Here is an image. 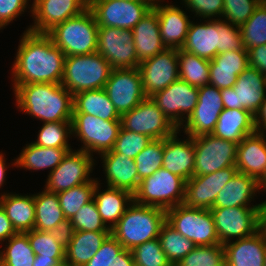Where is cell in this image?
<instances>
[{
    "label": "cell",
    "instance_id": "22",
    "mask_svg": "<svg viewBox=\"0 0 266 266\" xmlns=\"http://www.w3.org/2000/svg\"><path fill=\"white\" fill-rule=\"evenodd\" d=\"M179 132L180 130L164 139L162 167L187 181L194 176V142L188 135L187 139L181 140L177 137Z\"/></svg>",
    "mask_w": 266,
    "mask_h": 266
},
{
    "label": "cell",
    "instance_id": "39",
    "mask_svg": "<svg viewBox=\"0 0 266 266\" xmlns=\"http://www.w3.org/2000/svg\"><path fill=\"white\" fill-rule=\"evenodd\" d=\"M7 241L6 248L0 250V264L3 266H33L36 255L25 233H17Z\"/></svg>",
    "mask_w": 266,
    "mask_h": 266
},
{
    "label": "cell",
    "instance_id": "42",
    "mask_svg": "<svg viewBox=\"0 0 266 266\" xmlns=\"http://www.w3.org/2000/svg\"><path fill=\"white\" fill-rule=\"evenodd\" d=\"M35 145L46 148H71L68 137L72 135L71 122H45L38 131Z\"/></svg>",
    "mask_w": 266,
    "mask_h": 266
},
{
    "label": "cell",
    "instance_id": "1",
    "mask_svg": "<svg viewBox=\"0 0 266 266\" xmlns=\"http://www.w3.org/2000/svg\"><path fill=\"white\" fill-rule=\"evenodd\" d=\"M12 67L13 84H59L64 74L65 54L46 33L24 31Z\"/></svg>",
    "mask_w": 266,
    "mask_h": 266
},
{
    "label": "cell",
    "instance_id": "4",
    "mask_svg": "<svg viewBox=\"0 0 266 266\" xmlns=\"http://www.w3.org/2000/svg\"><path fill=\"white\" fill-rule=\"evenodd\" d=\"M99 26L90 9L55 25L46 34L65 56L97 52Z\"/></svg>",
    "mask_w": 266,
    "mask_h": 266
},
{
    "label": "cell",
    "instance_id": "9",
    "mask_svg": "<svg viewBox=\"0 0 266 266\" xmlns=\"http://www.w3.org/2000/svg\"><path fill=\"white\" fill-rule=\"evenodd\" d=\"M121 127L154 139H165L179 129L169 121L151 97H145L131 111L121 115Z\"/></svg>",
    "mask_w": 266,
    "mask_h": 266
},
{
    "label": "cell",
    "instance_id": "25",
    "mask_svg": "<svg viewBox=\"0 0 266 266\" xmlns=\"http://www.w3.org/2000/svg\"><path fill=\"white\" fill-rule=\"evenodd\" d=\"M235 166L238 172L257 180L266 168V134L254 132L247 135L238 145Z\"/></svg>",
    "mask_w": 266,
    "mask_h": 266
},
{
    "label": "cell",
    "instance_id": "46",
    "mask_svg": "<svg viewBox=\"0 0 266 266\" xmlns=\"http://www.w3.org/2000/svg\"><path fill=\"white\" fill-rule=\"evenodd\" d=\"M131 252L134 263L138 266H172L167 260L158 238L137 245Z\"/></svg>",
    "mask_w": 266,
    "mask_h": 266
},
{
    "label": "cell",
    "instance_id": "61",
    "mask_svg": "<svg viewBox=\"0 0 266 266\" xmlns=\"http://www.w3.org/2000/svg\"><path fill=\"white\" fill-rule=\"evenodd\" d=\"M258 231L266 241V203H261L259 207V224Z\"/></svg>",
    "mask_w": 266,
    "mask_h": 266
},
{
    "label": "cell",
    "instance_id": "30",
    "mask_svg": "<svg viewBox=\"0 0 266 266\" xmlns=\"http://www.w3.org/2000/svg\"><path fill=\"white\" fill-rule=\"evenodd\" d=\"M254 132V116L248 110L224 108L212 134L239 144L247 135Z\"/></svg>",
    "mask_w": 266,
    "mask_h": 266
},
{
    "label": "cell",
    "instance_id": "50",
    "mask_svg": "<svg viewBox=\"0 0 266 266\" xmlns=\"http://www.w3.org/2000/svg\"><path fill=\"white\" fill-rule=\"evenodd\" d=\"M217 30L219 33V54L225 51L246 50L243 47L240 27L217 18Z\"/></svg>",
    "mask_w": 266,
    "mask_h": 266
},
{
    "label": "cell",
    "instance_id": "44",
    "mask_svg": "<svg viewBox=\"0 0 266 266\" xmlns=\"http://www.w3.org/2000/svg\"><path fill=\"white\" fill-rule=\"evenodd\" d=\"M175 266H225L224 246H196Z\"/></svg>",
    "mask_w": 266,
    "mask_h": 266
},
{
    "label": "cell",
    "instance_id": "12",
    "mask_svg": "<svg viewBox=\"0 0 266 266\" xmlns=\"http://www.w3.org/2000/svg\"><path fill=\"white\" fill-rule=\"evenodd\" d=\"M153 8L150 1L91 0L92 11L99 27L132 29Z\"/></svg>",
    "mask_w": 266,
    "mask_h": 266
},
{
    "label": "cell",
    "instance_id": "63",
    "mask_svg": "<svg viewBox=\"0 0 266 266\" xmlns=\"http://www.w3.org/2000/svg\"><path fill=\"white\" fill-rule=\"evenodd\" d=\"M4 154L3 153H0V188L1 186L4 184L5 182V179H6V172L7 171V165H6V161L4 159Z\"/></svg>",
    "mask_w": 266,
    "mask_h": 266
},
{
    "label": "cell",
    "instance_id": "14",
    "mask_svg": "<svg viewBox=\"0 0 266 266\" xmlns=\"http://www.w3.org/2000/svg\"><path fill=\"white\" fill-rule=\"evenodd\" d=\"M92 156L79 149L68 151L61 163L49 172L45 190L57 194L92 181L90 173L95 167V159Z\"/></svg>",
    "mask_w": 266,
    "mask_h": 266
},
{
    "label": "cell",
    "instance_id": "43",
    "mask_svg": "<svg viewBox=\"0 0 266 266\" xmlns=\"http://www.w3.org/2000/svg\"><path fill=\"white\" fill-rule=\"evenodd\" d=\"M163 151L164 139H154L135 157L140 181L162 167Z\"/></svg>",
    "mask_w": 266,
    "mask_h": 266
},
{
    "label": "cell",
    "instance_id": "7",
    "mask_svg": "<svg viewBox=\"0 0 266 266\" xmlns=\"http://www.w3.org/2000/svg\"><path fill=\"white\" fill-rule=\"evenodd\" d=\"M166 222L197 246L220 244L210 210L179 204L166 210Z\"/></svg>",
    "mask_w": 266,
    "mask_h": 266
},
{
    "label": "cell",
    "instance_id": "55",
    "mask_svg": "<svg viewBox=\"0 0 266 266\" xmlns=\"http://www.w3.org/2000/svg\"><path fill=\"white\" fill-rule=\"evenodd\" d=\"M29 0H0V30L26 10Z\"/></svg>",
    "mask_w": 266,
    "mask_h": 266
},
{
    "label": "cell",
    "instance_id": "5",
    "mask_svg": "<svg viewBox=\"0 0 266 266\" xmlns=\"http://www.w3.org/2000/svg\"><path fill=\"white\" fill-rule=\"evenodd\" d=\"M111 71L108 61L97 52L66 56L61 85L72 95L86 90L103 89Z\"/></svg>",
    "mask_w": 266,
    "mask_h": 266
},
{
    "label": "cell",
    "instance_id": "15",
    "mask_svg": "<svg viewBox=\"0 0 266 266\" xmlns=\"http://www.w3.org/2000/svg\"><path fill=\"white\" fill-rule=\"evenodd\" d=\"M97 53L108 61L112 69L139 67L132 29L99 27Z\"/></svg>",
    "mask_w": 266,
    "mask_h": 266
},
{
    "label": "cell",
    "instance_id": "35",
    "mask_svg": "<svg viewBox=\"0 0 266 266\" xmlns=\"http://www.w3.org/2000/svg\"><path fill=\"white\" fill-rule=\"evenodd\" d=\"M22 150L19 157L12 163L13 166L30 171L49 168L50 172H52L72 148H46L31 142L28 145L26 144V147Z\"/></svg>",
    "mask_w": 266,
    "mask_h": 266
},
{
    "label": "cell",
    "instance_id": "48",
    "mask_svg": "<svg viewBox=\"0 0 266 266\" xmlns=\"http://www.w3.org/2000/svg\"><path fill=\"white\" fill-rule=\"evenodd\" d=\"M151 141L152 139L147 135L125 130L121 127L112 150L135 159Z\"/></svg>",
    "mask_w": 266,
    "mask_h": 266
},
{
    "label": "cell",
    "instance_id": "6",
    "mask_svg": "<svg viewBox=\"0 0 266 266\" xmlns=\"http://www.w3.org/2000/svg\"><path fill=\"white\" fill-rule=\"evenodd\" d=\"M185 183L183 178L161 167L140 181L133 201L167 210L183 203Z\"/></svg>",
    "mask_w": 266,
    "mask_h": 266
},
{
    "label": "cell",
    "instance_id": "26",
    "mask_svg": "<svg viewBox=\"0 0 266 266\" xmlns=\"http://www.w3.org/2000/svg\"><path fill=\"white\" fill-rule=\"evenodd\" d=\"M223 246L225 266H265L266 241L259 231Z\"/></svg>",
    "mask_w": 266,
    "mask_h": 266
},
{
    "label": "cell",
    "instance_id": "54",
    "mask_svg": "<svg viewBox=\"0 0 266 266\" xmlns=\"http://www.w3.org/2000/svg\"><path fill=\"white\" fill-rule=\"evenodd\" d=\"M238 76L237 69L217 68V65L210 60V85L217 89L231 88L235 85Z\"/></svg>",
    "mask_w": 266,
    "mask_h": 266
},
{
    "label": "cell",
    "instance_id": "17",
    "mask_svg": "<svg viewBox=\"0 0 266 266\" xmlns=\"http://www.w3.org/2000/svg\"><path fill=\"white\" fill-rule=\"evenodd\" d=\"M223 109L220 89L210 84L198 87L197 105L181 126L184 134L191 137L212 134Z\"/></svg>",
    "mask_w": 266,
    "mask_h": 266
},
{
    "label": "cell",
    "instance_id": "53",
    "mask_svg": "<svg viewBox=\"0 0 266 266\" xmlns=\"http://www.w3.org/2000/svg\"><path fill=\"white\" fill-rule=\"evenodd\" d=\"M212 61L217 68L237 69V75H240L249 66L248 51H225L217 54Z\"/></svg>",
    "mask_w": 266,
    "mask_h": 266
},
{
    "label": "cell",
    "instance_id": "37",
    "mask_svg": "<svg viewBox=\"0 0 266 266\" xmlns=\"http://www.w3.org/2000/svg\"><path fill=\"white\" fill-rule=\"evenodd\" d=\"M179 79L195 87L209 84L210 60L178 50Z\"/></svg>",
    "mask_w": 266,
    "mask_h": 266
},
{
    "label": "cell",
    "instance_id": "40",
    "mask_svg": "<svg viewBox=\"0 0 266 266\" xmlns=\"http://www.w3.org/2000/svg\"><path fill=\"white\" fill-rule=\"evenodd\" d=\"M97 178L57 193L65 218L72 219L81 207L93 200Z\"/></svg>",
    "mask_w": 266,
    "mask_h": 266
},
{
    "label": "cell",
    "instance_id": "52",
    "mask_svg": "<svg viewBox=\"0 0 266 266\" xmlns=\"http://www.w3.org/2000/svg\"><path fill=\"white\" fill-rule=\"evenodd\" d=\"M184 1V2H183ZM188 10L194 12V16L203 17V19L222 18L224 10V0H182ZM213 17V18H212Z\"/></svg>",
    "mask_w": 266,
    "mask_h": 266
},
{
    "label": "cell",
    "instance_id": "19",
    "mask_svg": "<svg viewBox=\"0 0 266 266\" xmlns=\"http://www.w3.org/2000/svg\"><path fill=\"white\" fill-rule=\"evenodd\" d=\"M104 89L120 115L131 111L146 97L138 68L112 69Z\"/></svg>",
    "mask_w": 266,
    "mask_h": 266
},
{
    "label": "cell",
    "instance_id": "38",
    "mask_svg": "<svg viewBox=\"0 0 266 266\" xmlns=\"http://www.w3.org/2000/svg\"><path fill=\"white\" fill-rule=\"evenodd\" d=\"M161 248L172 266L178 264L197 245L177 232L167 222L161 227L159 236Z\"/></svg>",
    "mask_w": 266,
    "mask_h": 266
},
{
    "label": "cell",
    "instance_id": "11",
    "mask_svg": "<svg viewBox=\"0 0 266 266\" xmlns=\"http://www.w3.org/2000/svg\"><path fill=\"white\" fill-rule=\"evenodd\" d=\"M220 92L225 109H246L254 115L266 96V76L248 66L233 87Z\"/></svg>",
    "mask_w": 266,
    "mask_h": 266
},
{
    "label": "cell",
    "instance_id": "13",
    "mask_svg": "<svg viewBox=\"0 0 266 266\" xmlns=\"http://www.w3.org/2000/svg\"><path fill=\"white\" fill-rule=\"evenodd\" d=\"M260 204L251 207L211 208L220 244L239 240L258 231Z\"/></svg>",
    "mask_w": 266,
    "mask_h": 266
},
{
    "label": "cell",
    "instance_id": "24",
    "mask_svg": "<svg viewBox=\"0 0 266 266\" xmlns=\"http://www.w3.org/2000/svg\"><path fill=\"white\" fill-rule=\"evenodd\" d=\"M100 157L107 186L129 191L133 195L140 183L134 159L113 150L100 154Z\"/></svg>",
    "mask_w": 266,
    "mask_h": 266
},
{
    "label": "cell",
    "instance_id": "49",
    "mask_svg": "<svg viewBox=\"0 0 266 266\" xmlns=\"http://www.w3.org/2000/svg\"><path fill=\"white\" fill-rule=\"evenodd\" d=\"M260 3L261 0H224L222 17L230 24L241 27Z\"/></svg>",
    "mask_w": 266,
    "mask_h": 266
},
{
    "label": "cell",
    "instance_id": "2",
    "mask_svg": "<svg viewBox=\"0 0 266 266\" xmlns=\"http://www.w3.org/2000/svg\"><path fill=\"white\" fill-rule=\"evenodd\" d=\"M17 108L40 121L71 122L73 95L61 83L12 84Z\"/></svg>",
    "mask_w": 266,
    "mask_h": 266
},
{
    "label": "cell",
    "instance_id": "56",
    "mask_svg": "<svg viewBox=\"0 0 266 266\" xmlns=\"http://www.w3.org/2000/svg\"><path fill=\"white\" fill-rule=\"evenodd\" d=\"M74 232L75 230L71 223V219L67 218L59 222L56 227L49 231L56 241L65 248L70 244Z\"/></svg>",
    "mask_w": 266,
    "mask_h": 266
},
{
    "label": "cell",
    "instance_id": "65",
    "mask_svg": "<svg viewBox=\"0 0 266 266\" xmlns=\"http://www.w3.org/2000/svg\"><path fill=\"white\" fill-rule=\"evenodd\" d=\"M84 10L90 9L91 0H75Z\"/></svg>",
    "mask_w": 266,
    "mask_h": 266
},
{
    "label": "cell",
    "instance_id": "51",
    "mask_svg": "<svg viewBox=\"0 0 266 266\" xmlns=\"http://www.w3.org/2000/svg\"><path fill=\"white\" fill-rule=\"evenodd\" d=\"M124 247L110 233L101 244L97 253L85 266H112V263Z\"/></svg>",
    "mask_w": 266,
    "mask_h": 266
},
{
    "label": "cell",
    "instance_id": "8",
    "mask_svg": "<svg viewBox=\"0 0 266 266\" xmlns=\"http://www.w3.org/2000/svg\"><path fill=\"white\" fill-rule=\"evenodd\" d=\"M120 128L121 121H107L87 113L72 114V136H77L83 143L79 150L90 155L112 150Z\"/></svg>",
    "mask_w": 266,
    "mask_h": 266
},
{
    "label": "cell",
    "instance_id": "57",
    "mask_svg": "<svg viewBox=\"0 0 266 266\" xmlns=\"http://www.w3.org/2000/svg\"><path fill=\"white\" fill-rule=\"evenodd\" d=\"M249 66L266 76V44L248 50Z\"/></svg>",
    "mask_w": 266,
    "mask_h": 266
},
{
    "label": "cell",
    "instance_id": "31",
    "mask_svg": "<svg viewBox=\"0 0 266 266\" xmlns=\"http://www.w3.org/2000/svg\"><path fill=\"white\" fill-rule=\"evenodd\" d=\"M99 186L98 180L93 200L96 203L102 221L111 230L123 216L127 207L133 202V195L129 191L108 186L105 191L101 192Z\"/></svg>",
    "mask_w": 266,
    "mask_h": 266
},
{
    "label": "cell",
    "instance_id": "18",
    "mask_svg": "<svg viewBox=\"0 0 266 266\" xmlns=\"http://www.w3.org/2000/svg\"><path fill=\"white\" fill-rule=\"evenodd\" d=\"M142 87L146 97L167 88L179 79L178 50L168 49L139 63Z\"/></svg>",
    "mask_w": 266,
    "mask_h": 266
},
{
    "label": "cell",
    "instance_id": "33",
    "mask_svg": "<svg viewBox=\"0 0 266 266\" xmlns=\"http://www.w3.org/2000/svg\"><path fill=\"white\" fill-rule=\"evenodd\" d=\"M73 113H87L107 121H121V115L104 88L73 95Z\"/></svg>",
    "mask_w": 266,
    "mask_h": 266
},
{
    "label": "cell",
    "instance_id": "66",
    "mask_svg": "<svg viewBox=\"0 0 266 266\" xmlns=\"http://www.w3.org/2000/svg\"><path fill=\"white\" fill-rule=\"evenodd\" d=\"M148 1H150L152 4H155V3H158V2H160L162 0H148Z\"/></svg>",
    "mask_w": 266,
    "mask_h": 266
},
{
    "label": "cell",
    "instance_id": "64",
    "mask_svg": "<svg viewBox=\"0 0 266 266\" xmlns=\"http://www.w3.org/2000/svg\"><path fill=\"white\" fill-rule=\"evenodd\" d=\"M258 185L259 190L261 189L260 191L264 189V191L266 192V168L264 174L258 179ZM262 203H266V201H263Z\"/></svg>",
    "mask_w": 266,
    "mask_h": 266
},
{
    "label": "cell",
    "instance_id": "47",
    "mask_svg": "<svg viewBox=\"0 0 266 266\" xmlns=\"http://www.w3.org/2000/svg\"><path fill=\"white\" fill-rule=\"evenodd\" d=\"M75 231L110 232L108 226L102 221L94 200L90 201L71 219Z\"/></svg>",
    "mask_w": 266,
    "mask_h": 266
},
{
    "label": "cell",
    "instance_id": "32",
    "mask_svg": "<svg viewBox=\"0 0 266 266\" xmlns=\"http://www.w3.org/2000/svg\"><path fill=\"white\" fill-rule=\"evenodd\" d=\"M0 205L17 233H26L34 229V194H25L24 196L15 193H3L0 196Z\"/></svg>",
    "mask_w": 266,
    "mask_h": 266
},
{
    "label": "cell",
    "instance_id": "36",
    "mask_svg": "<svg viewBox=\"0 0 266 266\" xmlns=\"http://www.w3.org/2000/svg\"><path fill=\"white\" fill-rule=\"evenodd\" d=\"M34 203V229L49 232L65 219L56 193H51L44 189L41 193L34 194Z\"/></svg>",
    "mask_w": 266,
    "mask_h": 266
},
{
    "label": "cell",
    "instance_id": "16",
    "mask_svg": "<svg viewBox=\"0 0 266 266\" xmlns=\"http://www.w3.org/2000/svg\"><path fill=\"white\" fill-rule=\"evenodd\" d=\"M151 98L169 121L180 130L197 105L198 87L178 79Z\"/></svg>",
    "mask_w": 266,
    "mask_h": 266
},
{
    "label": "cell",
    "instance_id": "67",
    "mask_svg": "<svg viewBox=\"0 0 266 266\" xmlns=\"http://www.w3.org/2000/svg\"><path fill=\"white\" fill-rule=\"evenodd\" d=\"M125 1H148V0H125Z\"/></svg>",
    "mask_w": 266,
    "mask_h": 266
},
{
    "label": "cell",
    "instance_id": "28",
    "mask_svg": "<svg viewBox=\"0 0 266 266\" xmlns=\"http://www.w3.org/2000/svg\"><path fill=\"white\" fill-rule=\"evenodd\" d=\"M132 33L139 62L152 58L166 49L161 39L158 15L154 8L132 28Z\"/></svg>",
    "mask_w": 266,
    "mask_h": 266
},
{
    "label": "cell",
    "instance_id": "3",
    "mask_svg": "<svg viewBox=\"0 0 266 266\" xmlns=\"http://www.w3.org/2000/svg\"><path fill=\"white\" fill-rule=\"evenodd\" d=\"M165 222V209L133 201L110 233L124 249L132 250L139 244L158 238Z\"/></svg>",
    "mask_w": 266,
    "mask_h": 266
},
{
    "label": "cell",
    "instance_id": "21",
    "mask_svg": "<svg viewBox=\"0 0 266 266\" xmlns=\"http://www.w3.org/2000/svg\"><path fill=\"white\" fill-rule=\"evenodd\" d=\"M30 8L34 24L26 31L34 33H47L55 25L84 11L75 0H33Z\"/></svg>",
    "mask_w": 266,
    "mask_h": 266
},
{
    "label": "cell",
    "instance_id": "29",
    "mask_svg": "<svg viewBox=\"0 0 266 266\" xmlns=\"http://www.w3.org/2000/svg\"><path fill=\"white\" fill-rule=\"evenodd\" d=\"M257 192L258 180L237 172L218 193L213 208L250 207Z\"/></svg>",
    "mask_w": 266,
    "mask_h": 266
},
{
    "label": "cell",
    "instance_id": "27",
    "mask_svg": "<svg viewBox=\"0 0 266 266\" xmlns=\"http://www.w3.org/2000/svg\"><path fill=\"white\" fill-rule=\"evenodd\" d=\"M205 23L190 22L182 50L198 57L212 60L219 54V33L217 19L204 20Z\"/></svg>",
    "mask_w": 266,
    "mask_h": 266
},
{
    "label": "cell",
    "instance_id": "58",
    "mask_svg": "<svg viewBox=\"0 0 266 266\" xmlns=\"http://www.w3.org/2000/svg\"><path fill=\"white\" fill-rule=\"evenodd\" d=\"M16 234L17 232L7 217L5 210L0 205V243L5 240L7 241L11 236Z\"/></svg>",
    "mask_w": 266,
    "mask_h": 266
},
{
    "label": "cell",
    "instance_id": "20",
    "mask_svg": "<svg viewBox=\"0 0 266 266\" xmlns=\"http://www.w3.org/2000/svg\"><path fill=\"white\" fill-rule=\"evenodd\" d=\"M237 172L236 167H227L214 173L193 176L185 183L182 204L187 207L210 210L218 193Z\"/></svg>",
    "mask_w": 266,
    "mask_h": 266
},
{
    "label": "cell",
    "instance_id": "34",
    "mask_svg": "<svg viewBox=\"0 0 266 266\" xmlns=\"http://www.w3.org/2000/svg\"><path fill=\"white\" fill-rule=\"evenodd\" d=\"M110 232L75 231L65 249V266H85Z\"/></svg>",
    "mask_w": 266,
    "mask_h": 266
},
{
    "label": "cell",
    "instance_id": "59",
    "mask_svg": "<svg viewBox=\"0 0 266 266\" xmlns=\"http://www.w3.org/2000/svg\"><path fill=\"white\" fill-rule=\"evenodd\" d=\"M254 116V129L259 133H266V96ZM265 131V132H264Z\"/></svg>",
    "mask_w": 266,
    "mask_h": 266
},
{
    "label": "cell",
    "instance_id": "45",
    "mask_svg": "<svg viewBox=\"0 0 266 266\" xmlns=\"http://www.w3.org/2000/svg\"><path fill=\"white\" fill-rule=\"evenodd\" d=\"M25 234L36 255L35 258L65 259L66 248L59 244L49 232L33 229Z\"/></svg>",
    "mask_w": 266,
    "mask_h": 266
},
{
    "label": "cell",
    "instance_id": "62",
    "mask_svg": "<svg viewBox=\"0 0 266 266\" xmlns=\"http://www.w3.org/2000/svg\"><path fill=\"white\" fill-rule=\"evenodd\" d=\"M33 266H65V259L35 258Z\"/></svg>",
    "mask_w": 266,
    "mask_h": 266
},
{
    "label": "cell",
    "instance_id": "10",
    "mask_svg": "<svg viewBox=\"0 0 266 266\" xmlns=\"http://www.w3.org/2000/svg\"><path fill=\"white\" fill-rule=\"evenodd\" d=\"M192 138L195 149L194 176L214 173L227 167H236L238 143L215 137L213 134Z\"/></svg>",
    "mask_w": 266,
    "mask_h": 266
},
{
    "label": "cell",
    "instance_id": "23",
    "mask_svg": "<svg viewBox=\"0 0 266 266\" xmlns=\"http://www.w3.org/2000/svg\"><path fill=\"white\" fill-rule=\"evenodd\" d=\"M153 4L159 20V29L163 45L168 49H181L190 25L189 16L180 7Z\"/></svg>",
    "mask_w": 266,
    "mask_h": 266
},
{
    "label": "cell",
    "instance_id": "41",
    "mask_svg": "<svg viewBox=\"0 0 266 266\" xmlns=\"http://www.w3.org/2000/svg\"><path fill=\"white\" fill-rule=\"evenodd\" d=\"M243 47L248 51L266 44V1L256 7L252 16L240 27Z\"/></svg>",
    "mask_w": 266,
    "mask_h": 266
},
{
    "label": "cell",
    "instance_id": "60",
    "mask_svg": "<svg viewBox=\"0 0 266 266\" xmlns=\"http://www.w3.org/2000/svg\"><path fill=\"white\" fill-rule=\"evenodd\" d=\"M134 264L131 250L124 249L117 257H115L112 266H133Z\"/></svg>",
    "mask_w": 266,
    "mask_h": 266
}]
</instances>
